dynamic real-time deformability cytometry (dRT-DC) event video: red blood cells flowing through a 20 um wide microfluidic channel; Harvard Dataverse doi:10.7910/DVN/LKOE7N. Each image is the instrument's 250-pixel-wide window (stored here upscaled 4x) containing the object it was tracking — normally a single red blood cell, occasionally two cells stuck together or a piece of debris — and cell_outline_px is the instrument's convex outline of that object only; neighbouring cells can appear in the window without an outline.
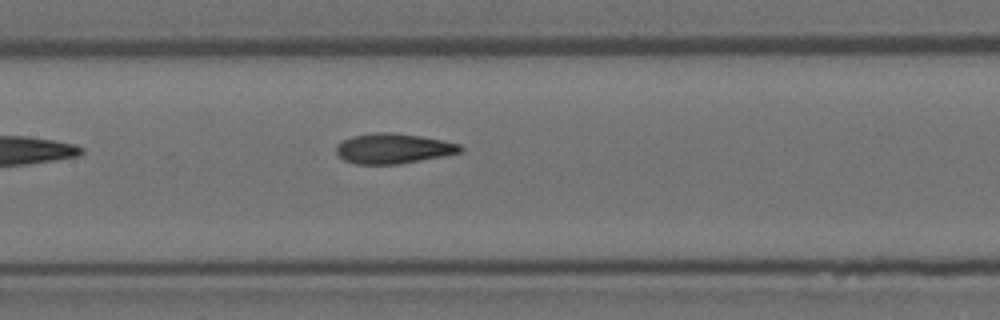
{"species": "Egyptian fruit bat (a non-hibernating species)", "species_latin": "Rousettus aegyptiacus", "temperature_condition": "room temperature", "stored_images_in_passage": 7, "camera_frame_rate_fps": 3000, "um_per_image_px": 0.085, "animal": {"sex": "female"}, "frame": {"image": 1, "passage_image": 7, "time_ms": 2.0, "image_size_px": [1000, 320], "cell_outline_px": [[464, 148], [460, 152], [400, 164], [356, 164], [344, 160], [336, 152], [336, 144], [352, 136], [376, 132], [392, 132], [420, 136], [460, 144]], "centroid_in_image_um": [33.39, 12.62], "position_along_channel_um": 174.0, "area_um2": 21.56}}